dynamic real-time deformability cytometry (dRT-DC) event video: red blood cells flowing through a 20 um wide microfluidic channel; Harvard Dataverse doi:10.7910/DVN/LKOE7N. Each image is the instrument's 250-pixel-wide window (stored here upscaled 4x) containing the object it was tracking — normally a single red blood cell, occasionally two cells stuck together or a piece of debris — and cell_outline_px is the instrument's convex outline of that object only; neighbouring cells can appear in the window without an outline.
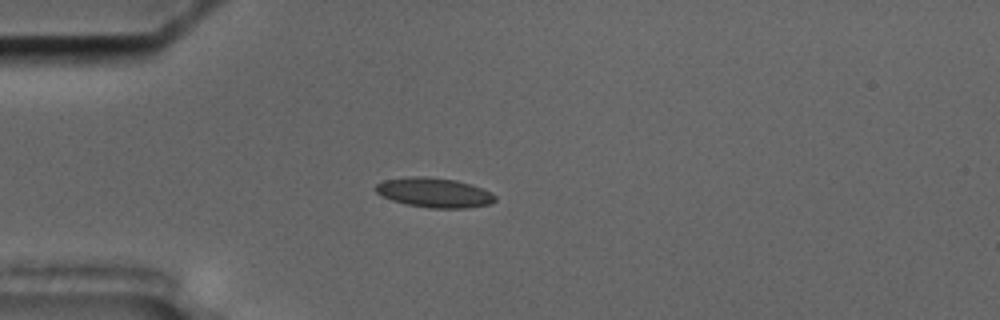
{"species": "common noctule bat (a hibernating species)", "species_latin": "Nyctalus noctula", "temperature_condition": "cold", "stored_images_in_passage": 33, "camera_frame_rate_fps": 3000, "um_per_image_px": 0.085, "animal": {"sex": "male", "body_mass_g": 17.5, "forearm_length_mm": 52.3}, "frame": {"image": 1, "passage_image": 5, "time_ms": 1.333, "image_size_px": [1000, 320], "cell_outline_px": [[496, 200], [492, 204], [468, 208], [432, 208], [408, 204], [392, 200], [376, 192], [372, 188], [376, 184], [384, 180], [412, 176], [428, 176], [456, 180], [480, 188], [496, 196]], "centroid_in_image_um": [36.89, 16.37], "position_along_channel_um": 48.1, "area_um2": 20.52}}
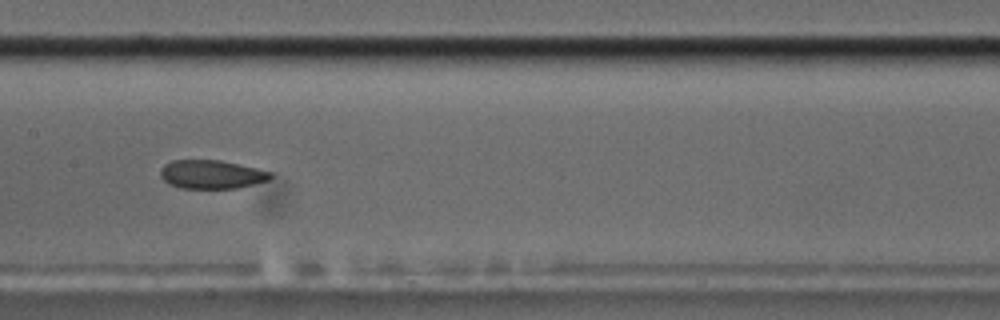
{"frame": {"image": 2, "passage_image": 18, "time_ms": 5.667, "image_size_px": [1000, 320], "cell_outline_px": [[272, 176], [268, 180], [236, 188], [180, 188], [168, 184], [160, 176], [160, 168], [164, 164], [172, 160], [220, 160], [256, 168], [272, 172]], "centroid_in_image_um": [17.93, 14.82], "position_along_channel_um": 189.5, "area_um2": 18.32}}
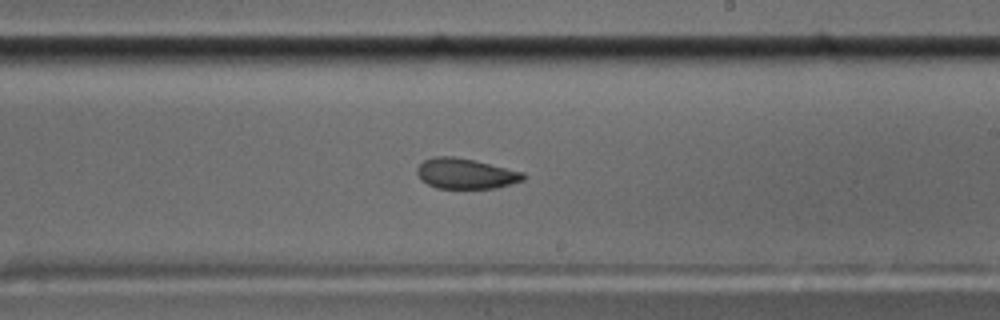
{"frame": {"image": 3, "passage_image": 23, "time_ms": 7.333, "image_size_px": [1000, 320], "cell_outline_px": [[524, 180], [496, 188], [436, 188], [428, 184], [416, 172], [416, 168], [424, 160], [432, 156], [456, 156], [524, 172]], "centroid_in_image_um": [39.57, 14.75], "position_along_channel_um": 249.4, "area_um2": 18.67}, "authors_computed_cell_mechanics": {"area_um2": 19.2474, "velocity_mm_per_s": 3.6105, "shape_relaxation_time_tau1_ms": null, "shape_relaxation_time_tau2_ms": 2.7608, "deformation_change_tau1": null, "deformation_change_tau2": 0.0737}}